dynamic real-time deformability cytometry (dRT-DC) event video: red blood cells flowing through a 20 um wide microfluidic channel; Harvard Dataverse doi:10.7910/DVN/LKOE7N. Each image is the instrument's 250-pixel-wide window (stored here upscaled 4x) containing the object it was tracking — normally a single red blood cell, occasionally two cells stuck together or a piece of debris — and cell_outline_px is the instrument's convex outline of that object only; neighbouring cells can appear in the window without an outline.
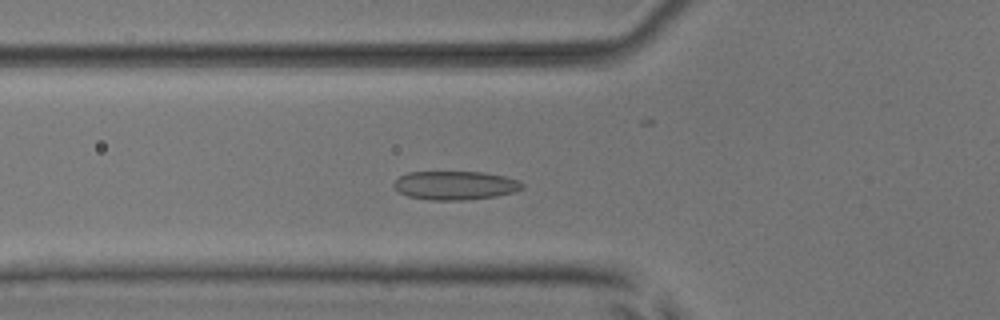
{"species": "common noctule bat (a hibernating species)", "species_latin": "Nyctalus noctula", "temperature_condition": "room temperature", "stored_images_in_passage": 52, "camera_frame_rate_fps": 3000, "um_per_image_px": 0.085, "animal": {"sex": "male", "body_mass_g": 17.9, "forearm_length_mm": 54.2}, "frame": {"image": 1, "passage_image": 17, "time_ms": 5.333, "image_size_px": [1000, 320], "cell_outline_px": [[524, 188], [512, 192], [496, 196], [464, 200], [428, 200], [408, 196], [400, 192], [392, 184], [400, 176], [408, 172], [484, 172], [504, 176], [520, 180], [524, 184]], "centroid_in_image_um": [38.71, 15.75], "position_along_channel_um": 87.1, "area_um2": 21.5}}
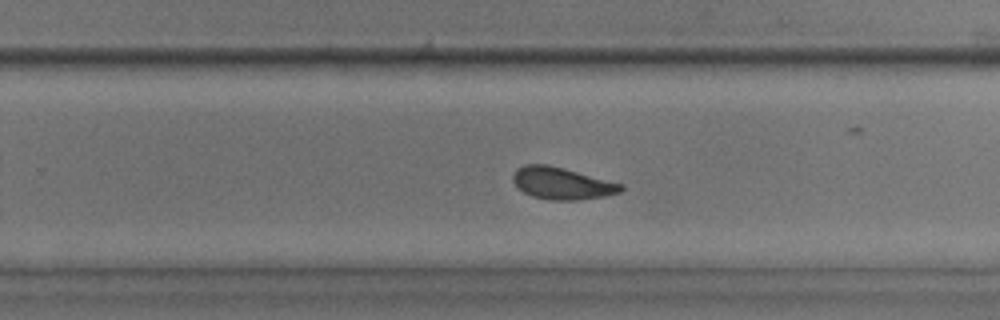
{"frame": {"image": 2, "passage_image": 32, "time_ms": 10.333, "image_size_px": [1000, 320], "cell_outline_px": [[624, 188], [620, 192], [604, 196], [580, 200], [548, 200], [532, 196], [524, 192], [512, 180], [512, 176], [516, 168], [524, 164], [548, 164], [564, 168], [624, 184]], "centroid_in_image_um": [47.76, 15.58], "position_along_channel_um": 282.0, "area_um2": 20.23}}
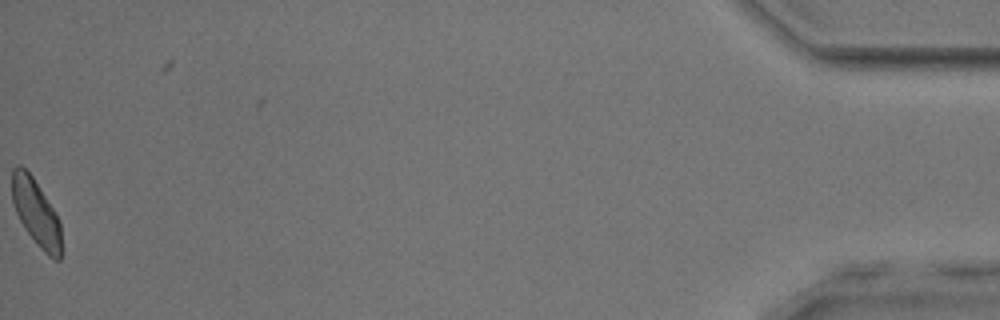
{"frame": {"image": 3, "passage_image": 51, "time_ms": 16.667, "image_size_px": [1000, 320], "cell_outline_px": [[60, 260], [56, 260], [48, 256], [40, 248], [24, 228], [12, 204], [12, 168], [16, 164], [20, 164], [32, 176], [60, 220]], "centroid_in_image_um": [3.04, 18.05], "position_along_channel_um": 432.2, "area_um2": 18.9}, "authors_computed_cell_mechanics": {"area_um2": 20.5479, "velocity_mm_per_s": 3.907, "shape_relaxation_time_tau1_ms": 2.6433, "shape_relaxation_time_tau2_ms": 0.9717, "deformation_change_tau1": 0.0874, "deformation_change_tau2": 0.0567}}